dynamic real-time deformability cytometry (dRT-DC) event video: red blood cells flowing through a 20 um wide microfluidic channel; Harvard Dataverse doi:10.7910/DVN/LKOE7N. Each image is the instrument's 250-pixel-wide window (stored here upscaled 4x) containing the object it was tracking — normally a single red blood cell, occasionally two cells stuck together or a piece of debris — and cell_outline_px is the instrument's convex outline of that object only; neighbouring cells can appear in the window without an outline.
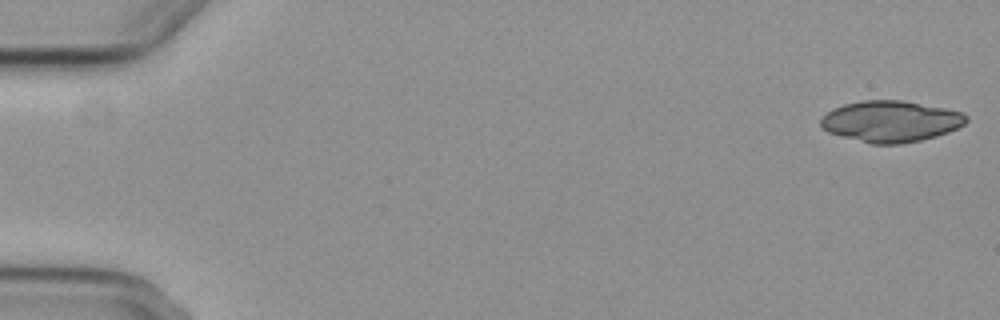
{"species": "common noctule bat (a hibernating species)", "species_latin": "Nyctalus noctula", "temperature_condition": "cold", "stored_images_in_passage": 5, "camera_frame_rate_fps": 3000, "um_per_image_px": 0.085, "animal": {"sex": "female", "body_mass_g": 29.2, "forearm_length_mm": 56.3}, "frame": {"image": 1, "passage_image": 1, "time_ms": 0.0, "image_size_px": [1000, 320], "cell_outline_px": [[968, 120], [964, 124], [948, 132], [936, 136], [920, 140], [900, 144], [872, 144], [828, 132], [820, 128], [820, 120], [828, 112], [844, 104], [864, 100], [900, 100], [944, 108], [964, 112], [968, 116]], "centroid_in_image_um": [75.73, 10.31], "position_along_channel_um": 9.3, "area_um2": 34.74}}